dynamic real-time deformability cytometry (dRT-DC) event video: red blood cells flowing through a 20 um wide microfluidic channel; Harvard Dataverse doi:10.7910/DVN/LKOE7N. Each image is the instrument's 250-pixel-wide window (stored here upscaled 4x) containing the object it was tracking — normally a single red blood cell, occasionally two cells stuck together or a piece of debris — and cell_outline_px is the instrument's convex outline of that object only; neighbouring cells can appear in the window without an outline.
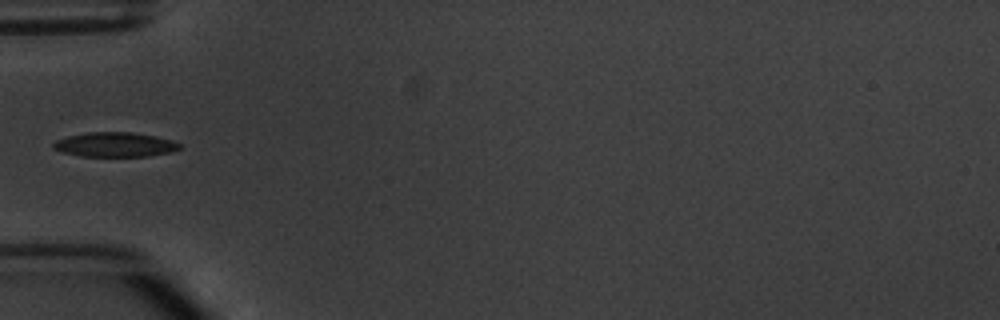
{"species": "common noctule bat (a hibernating species)", "species_latin": "Nyctalus noctula", "temperature_condition": "warm", "stored_images_in_passage": 3, "camera_frame_rate_fps": 3000, "um_per_image_px": 0.085, "animal": {"sex": "male", "body_mass_g": 20.1, "forearm_length_mm": 53.5}, "frame": {"image": 1, "passage_image": 2, "time_ms": 1.333, "image_size_px": [1000, 320], "cell_outline_px": [[180, 148], [168, 152], [148, 156], [80, 156], [64, 152], [52, 148], [52, 144], [56, 140], [68, 136], [88, 132], [132, 132], [156, 136], [172, 140], [180, 144]], "centroid_in_image_um": [9.75, 12.28], "position_along_channel_um": 75.3, "area_um2": 17.92}}